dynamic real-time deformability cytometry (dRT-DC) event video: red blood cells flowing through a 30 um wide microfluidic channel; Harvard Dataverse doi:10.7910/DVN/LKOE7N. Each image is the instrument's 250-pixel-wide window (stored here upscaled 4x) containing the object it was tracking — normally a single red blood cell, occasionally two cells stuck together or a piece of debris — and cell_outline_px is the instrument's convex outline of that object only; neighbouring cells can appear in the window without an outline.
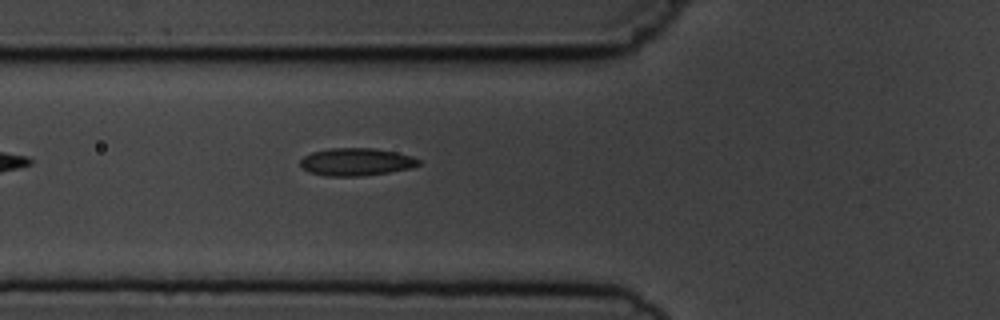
{"species": "common noctule bat (a hibernating species)", "species_latin": "Nyctalus noctula", "temperature_condition": "cold", "stored_images_in_passage": 6, "camera_frame_rate_fps": 3000, "um_per_image_px": 0.085, "animal": {"sex": "male", "body_mass_g": 19.5, "forearm_length_mm": 54.6}, "frame": {"image": 1, "passage_image": 6, "time_ms": 5.667, "image_size_px": [1000, 320], "cell_outline_px": [[420, 164], [412, 168], [388, 172], [360, 176], [324, 176], [308, 172], [300, 164], [300, 160], [304, 156], [312, 152], [328, 148], [376, 148], [396, 152], [412, 156], [420, 160]], "centroid_in_image_um": [30.27, 13.76], "position_along_channel_um": 95.5, "area_um2": 19.13}}